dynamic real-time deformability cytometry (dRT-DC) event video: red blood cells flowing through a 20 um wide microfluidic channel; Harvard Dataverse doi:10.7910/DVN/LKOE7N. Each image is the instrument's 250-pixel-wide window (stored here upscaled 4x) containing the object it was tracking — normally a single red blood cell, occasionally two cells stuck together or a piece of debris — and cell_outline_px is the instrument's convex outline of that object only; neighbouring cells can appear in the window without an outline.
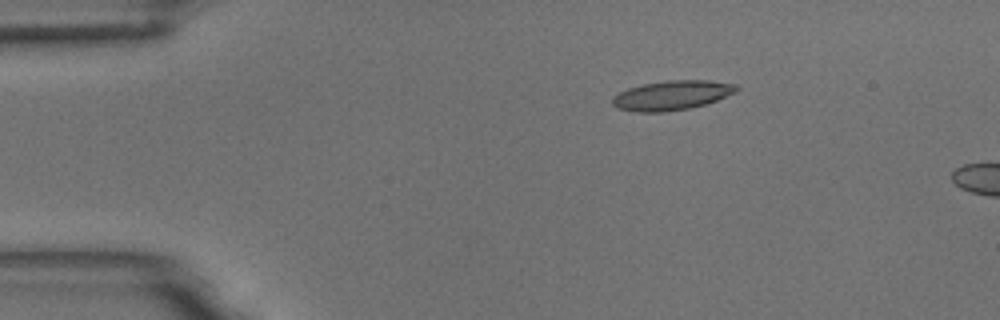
{"species": "common noctule bat (a hibernating species)", "species_latin": "Nyctalus noctula", "temperature_condition": "room temperature", "stored_images_in_passage": 5, "camera_frame_rate_fps": 3000, "um_per_image_px": 0.085, "animal": {"sex": "male", "body_mass_g": 18.8}, "frame": {"image": 1, "passage_image": 1, "time_ms": 0.0, "image_size_px": [1000, 320], "cell_outline_px": [[740, 88], [736, 92], [716, 100], [704, 104], [688, 108], [664, 112], [636, 112], [616, 108], [612, 104], [612, 96], [628, 88], [644, 84], [668, 80], [708, 80], [736, 84]], "centroid_in_image_um": [57.09, 8.1], "position_along_channel_um": 27.9, "area_um2": 21.27}}